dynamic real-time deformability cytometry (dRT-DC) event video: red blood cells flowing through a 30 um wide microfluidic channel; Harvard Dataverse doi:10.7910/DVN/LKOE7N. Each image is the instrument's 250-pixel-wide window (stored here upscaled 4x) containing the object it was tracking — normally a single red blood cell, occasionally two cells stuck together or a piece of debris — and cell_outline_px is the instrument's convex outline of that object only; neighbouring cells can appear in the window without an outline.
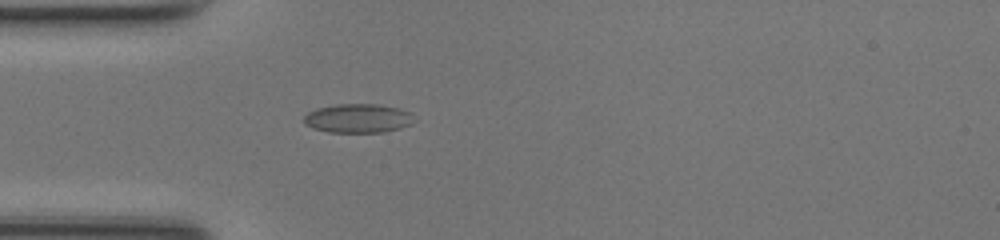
{"species": "common noctule bat (a hibernating species)", "species_latin": "Nyctalus noctula", "temperature_condition": "room temperature", "stored_images_in_passage": 36, "camera_frame_rate_fps": 3000, "um_per_image_px": 0.085, "animal": {"sex": "female", "body_mass_g": 17.0, "forearm_length_mm": 48.0}, "frame": {"image": 1, "passage_image": 1, "time_ms": 0.0, "image_size_px": [1000, 240], "cell_outline_px": [[416, 120], [412, 124], [400, 128], [380, 132], [328, 132], [312, 128], [304, 124], [304, 116], [308, 112], [316, 108], [336, 104], [380, 104], [400, 108], [412, 112]], "centroid_in_image_um": [30.46, 10.05], "position_along_channel_um": 54.5, "area_um2": 18.9}}
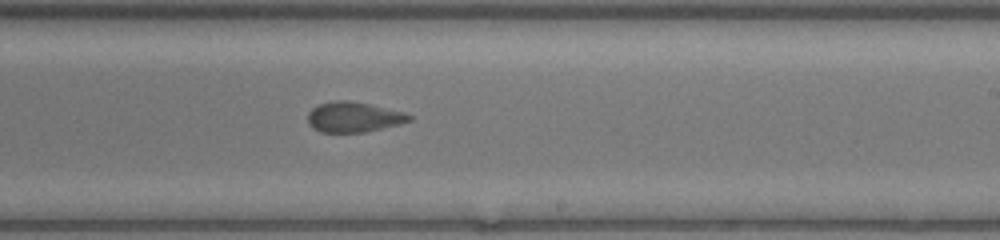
{"frame": {"image": 2, "passage_image": 16, "time_ms": 5.0, "image_size_px": [1000, 240], "cell_outline_px": [[412, 120], [400, 124], [364, 132], [320, 132], [312, 128], [308, 124], [308, 112], [312, 108], [320, 104], [336, 100], [348, 100], [372, 104], [404, 112], [412, 116]], "centroid_in_image_um": [30.06, 9.94], "position_along_channel_um": 258.9, "area_um2": 17.98}}
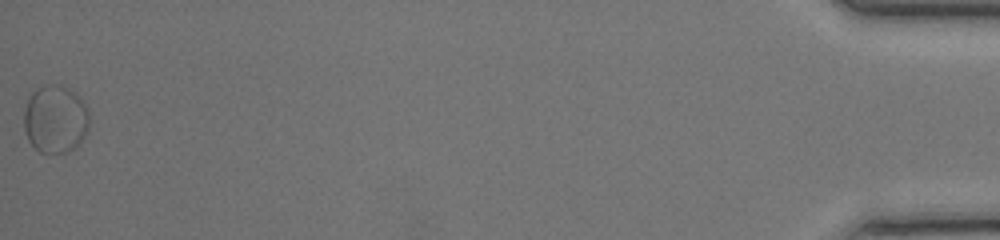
{"frame": {"image": 3, "passage_image": 36, "time_ms": 11.667, "image_size_px": [1000, 240], "cell_outline_px": [[88, 132], [72, 148], [64, 152], [40, 152], [28, 140], [24, 132], [24, 108], [32, 92], [36, 88], [52, 84], [60, 84], [76, 92], [80, 96], [88, 108]], "centroid_in_image_um": [4.69, 10.08], "position_along_channel_um": 430.5, "area_um2": 25.84}, "authors_computed_cell_mechanics": {"area_um2": 17.7735, "velocity_mm_per_s": 4.1874, "shape_relaxation_time_tau1_ms": null, "shape_relaxation_time_tau2_ms": 1.1662, "deformation_change_tau1": null, "deformation_change_tau2": 0.0671}}